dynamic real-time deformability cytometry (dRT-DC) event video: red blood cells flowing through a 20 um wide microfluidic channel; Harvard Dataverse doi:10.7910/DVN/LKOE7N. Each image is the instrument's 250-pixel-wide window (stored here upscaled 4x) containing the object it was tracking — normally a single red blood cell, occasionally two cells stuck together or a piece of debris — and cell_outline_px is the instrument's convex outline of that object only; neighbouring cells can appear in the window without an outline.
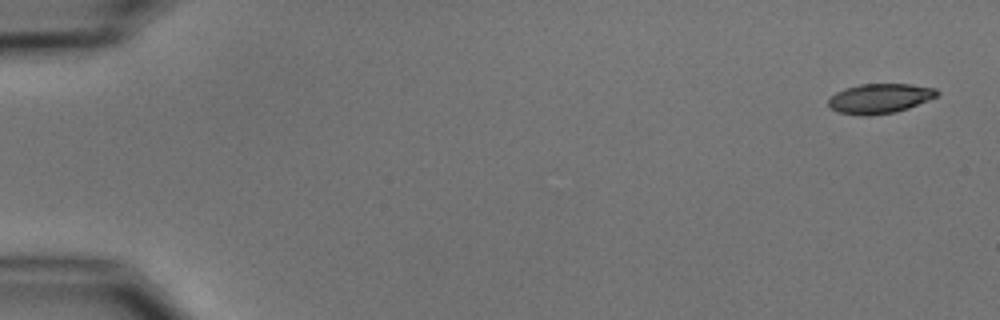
{"species": "common noctule bat (a hibernating species)", "species_latin": "Nyctalus noctula", "temperature_condition": "cold", "stored_images_in_passage": 5, "camera_frame_rate_fps": 3000, "um_per_image_px": 0.085, "animal": {"sex": "male", "body_mass_g": 15.6}, "frame": {"image": 1, "passage_image": 1, "time_ms": 0.0, "image_size_px": [1000, 320], "cell_outline_px": [[940, 92], [936, 96], [928, 100], [908, 108], [896, 112], [868, 116], [864, 116], [836, 112], [828, 104], [828, 100], [836, 92], [844, 88], [860, 84], [912, 84], [936, 88]], "centroid_in_image_um": [74.78, 8.37], "position_along_channel_um": 10.2, "area_um2": 18.9}}
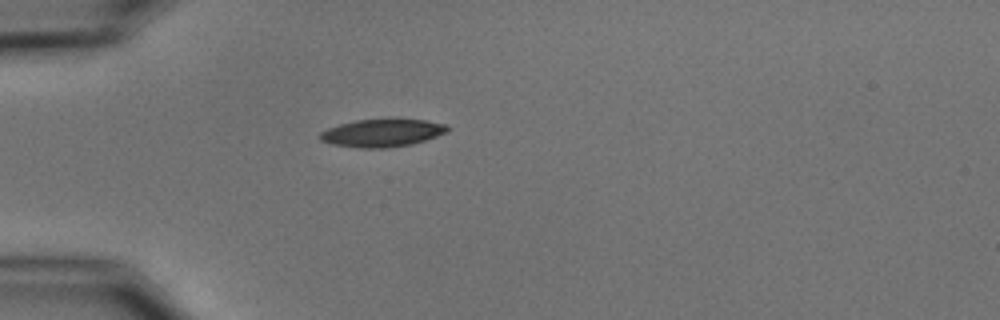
{"frame": {"image": 2, "passage_image": 5, "time_ms": 4.667, "image_size_px": [1000, 320], "cell_outline_px": [[452, 128], [448, 132], [412, 144], [388, 148], [360, 148], [332, 144], [320, 140], [316, 136], [320, 132], [328, 128], [340, 124], [356, 120], [392, 116], [424, 120], [448, 124]], "centroid_in_image_um": [32.52, 11.25], "position_along_channel_um": 52.5, "area_um2": 21.56}}